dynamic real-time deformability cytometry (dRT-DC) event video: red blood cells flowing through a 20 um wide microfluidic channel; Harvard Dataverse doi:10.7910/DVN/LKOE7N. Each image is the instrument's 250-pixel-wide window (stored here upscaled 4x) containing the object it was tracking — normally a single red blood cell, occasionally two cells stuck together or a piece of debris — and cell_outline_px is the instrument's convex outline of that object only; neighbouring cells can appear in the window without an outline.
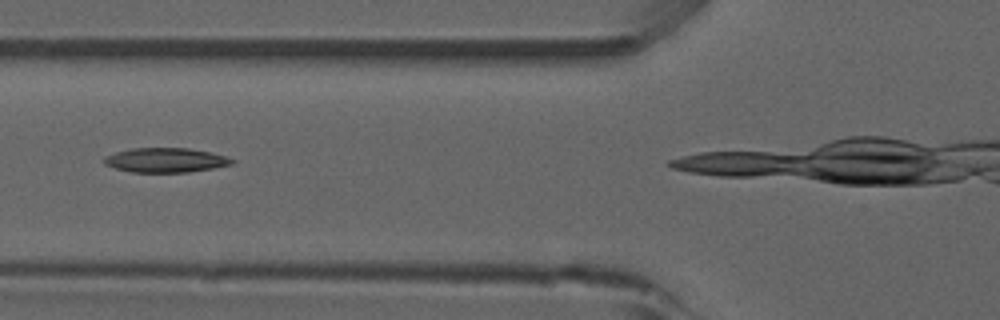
{"species": "common noctule bat (a hibernating species)", "species_latin": "Nyctalus noctula", "temperature_condition": "room temperature", "stored_images_in_passage": 3, "camera_frame_rate_fps": 3000, "um_per_image_px": 0.085, "animal": {"sex": "male", "forearm_length_mm": 52.5}, "frame": {"image": 1, "passage_image": 2, "time_ms": 1.333, "image_size_px": [1000, 320], "cell_outline_px": [[236, 160], [232, 164], [212, 168], [188, 172], [132, 172], [116, 168], [104, 164], [104, 156], [116, 152], [132, 148], [188, 148], [212, 152], [228, 156]], "centroid_in_image_um": [14.11, 13.6], "position_along_channel_um": 111.7, "area_um2": 18.26}}